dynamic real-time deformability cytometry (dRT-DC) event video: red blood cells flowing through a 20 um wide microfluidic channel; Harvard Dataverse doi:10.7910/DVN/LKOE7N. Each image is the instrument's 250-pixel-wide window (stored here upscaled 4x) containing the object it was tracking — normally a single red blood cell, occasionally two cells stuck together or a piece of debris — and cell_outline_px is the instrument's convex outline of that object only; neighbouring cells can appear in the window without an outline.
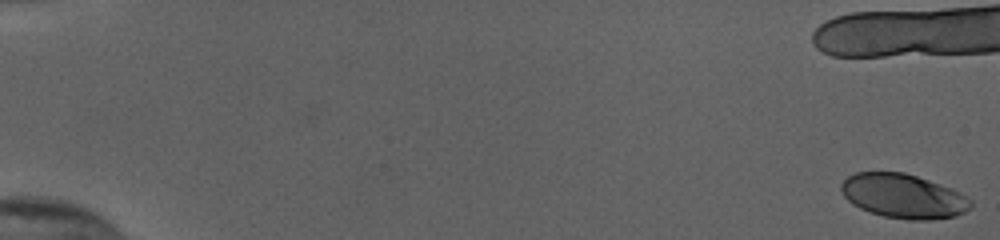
{"species": "human", "species_latin": "Homo sapiens", "temperature_condition": "cold", "stored_images_in_passage": 27, "camera_frame_rate_fps": 3000, "um_per_image_px": 0.085, "donor": {"sex": "female"}, "frame": {"image": 1, "passage_image": 1, "time_ms": 0.0, "image_size_px": [1000, 240], "cell_outline_px": [[972, 208], [956, 216], [928, 220], [908, 220], [884, 216], [860, 208], [852, 204], [844, 196], [840, 188], [840, 184], [848, 176], [856, 172], [904, 172], [916, 176], [960, 192], [972, 200]], "centroid_in_image_um": [76.78, 16.67], "position_along_channel_um": 8.2, "area_um2": 33.29}}